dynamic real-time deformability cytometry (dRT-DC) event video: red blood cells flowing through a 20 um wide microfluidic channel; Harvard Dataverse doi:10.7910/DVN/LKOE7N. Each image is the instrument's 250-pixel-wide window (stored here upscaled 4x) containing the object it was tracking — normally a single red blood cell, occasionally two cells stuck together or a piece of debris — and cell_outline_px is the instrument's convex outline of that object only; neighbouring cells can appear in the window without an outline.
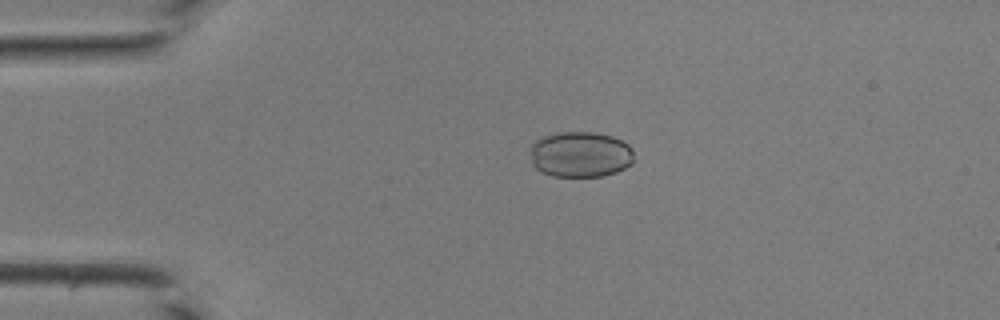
{"species": "common noctule bat (a hibernating species)", "species_latin": "Nyctalus noctula", "temperature_condition": "room temperature", "stored_images_in_passage": 34, "camera_frame_rate_fps": 3000, "um_per_image_px": 0.085, "animal": {"sex": "male", "body_mass_g": 19.0, "forearm_length_mm": 50.8}, "frame": {"image": 1, "passage_image": 1, "time_ms": 0.0, "image_size_px": [1000, 320], "cell_outline_px": [[632, 164], [616, 172], [604, 176], [552, 176], [540, 172], [532, 164], [532, 144], [540, 136], [556, 132], [592, 132], [612, 136], [628, 144], [632, 148]], "centroid_in_image_um": [49.32, 13.12], "position_along_channel_um": 35.7, "area_um2": 27.74}}
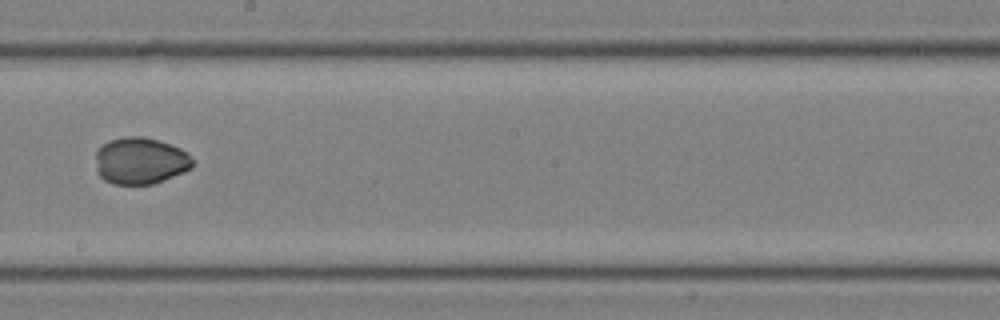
{"frame": {"image": 2, "passage_image": 16, "time_ms": 5.0, "image_size_px": [1000, 320], "cell_outline_px": [[196, 164], [192, 168], [152, 184], [112, 184], [104, 180], [96, 172], [96, 152], [108, 140], [124, 136], [144, 136], [160, 140], [180, 148], [188, 152], [196, 160]], "centroid_in_image_um": [11.95, 13.65], "position_along_channel_um": 236.2, "area_um2": 26.82}}
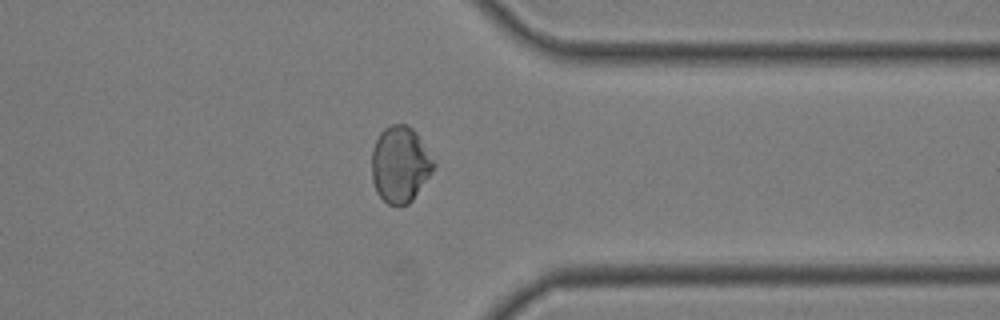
{"frame": {"image": 3, "passage_image": 25, "time_ms": 8.0, "image_size_px": [1000, 320], "cell_outline_px": [[436, 164], [432, 172], [412, 200], [408, 204], [388, 204], [376, 192], [372, 180], [372, 148], [380, 132], [384, 128], [392, 124], [404, 124], [412, 128], [416, 132]], "centroid_in_image_um": [33.99, 13.96], "position_along_channel_um": 377.4, "area_um2": 27.28}}